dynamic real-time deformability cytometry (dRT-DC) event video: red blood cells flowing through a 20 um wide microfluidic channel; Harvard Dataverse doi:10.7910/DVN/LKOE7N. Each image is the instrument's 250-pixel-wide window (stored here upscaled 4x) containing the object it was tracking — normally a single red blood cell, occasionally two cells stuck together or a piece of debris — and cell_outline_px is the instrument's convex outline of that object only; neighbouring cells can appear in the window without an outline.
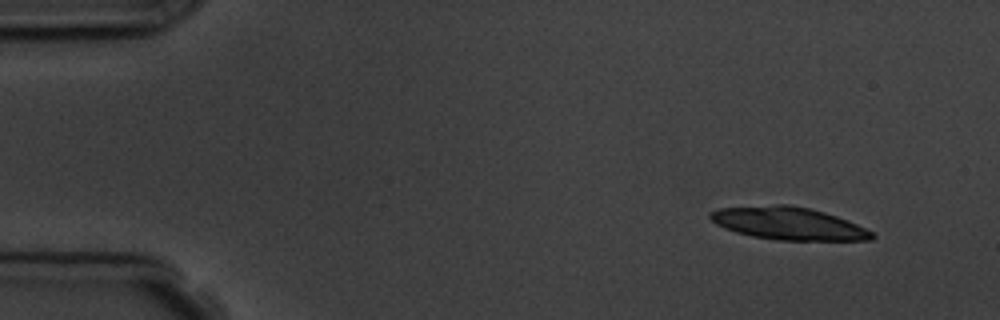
{"species": "common noctule bat (a hibernating species)", "species_latin": "Nyctalus noctula", "temperature_condition": "room temperature", "stored_images_in_passage": 4, "camera_frame_rate_fps": 3000, "um_per_image_px": 0.085, "animal": {"sex": "male", "body_mass_g": 19.5, "forearm_length_mm": 54.6}, "frame": {"image": 1, "passage_image": 1, "time_ms": 0.0, "image_size_px": [1000, 320], "cell_outline_px": [[876, 236], [872, 240], [776, 240], [752, 236], [736, 232], [724, 228], [716, 224], [708, 216], [708, 212], [716, 208], [776, 204], [788, 204], [808, 208], [824, 212], [848, 220], [872, 232]], "centroid_in_image_um": [66.97, 18.98], "position_along_channel_um": 18.0, "area_um2": 30.81}}